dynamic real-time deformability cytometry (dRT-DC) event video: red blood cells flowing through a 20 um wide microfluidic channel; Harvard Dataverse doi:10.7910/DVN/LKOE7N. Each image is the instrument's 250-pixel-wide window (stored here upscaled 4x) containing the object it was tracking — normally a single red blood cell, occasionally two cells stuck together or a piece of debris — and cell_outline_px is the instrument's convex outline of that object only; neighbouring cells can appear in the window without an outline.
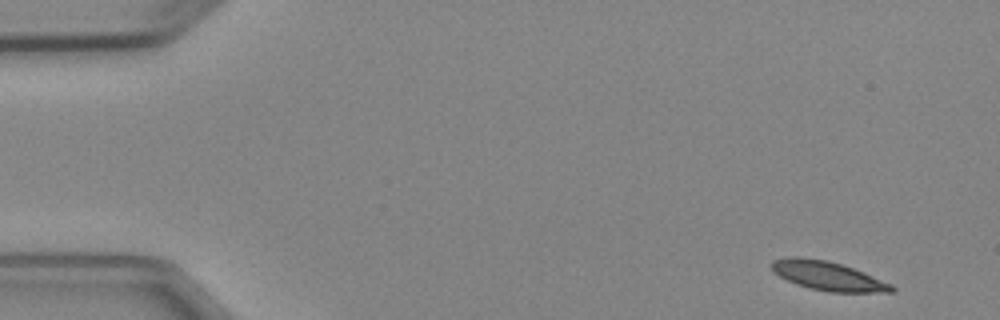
{"species": "Egyptian fruit bat (a non-hibernating species)", "species_latin": "Rousettus aegyptiacus", "temperature_condition": "cold", "stored_images_in_passage": 4, "camera_frame_rate_fps": 3000, "um_per_image_px": 0.085, "animal": {"sex": "female"}, "frame": {"image": 1, "passage_image": 1, "time_ms": 0.0, "image_size_px": [1000, 320], "cell_outline_px": [[896, 292], [828, 292], [796, 284], [772, 272], [772, 260], [788, 256], [800, 256], [828, 260], [852, 268], [892, 284], [896, 288]], "centroid_in_image_um": [70.35, 23.44], "position_along_channel_um": 14.6, "area_um2": 20.23}}
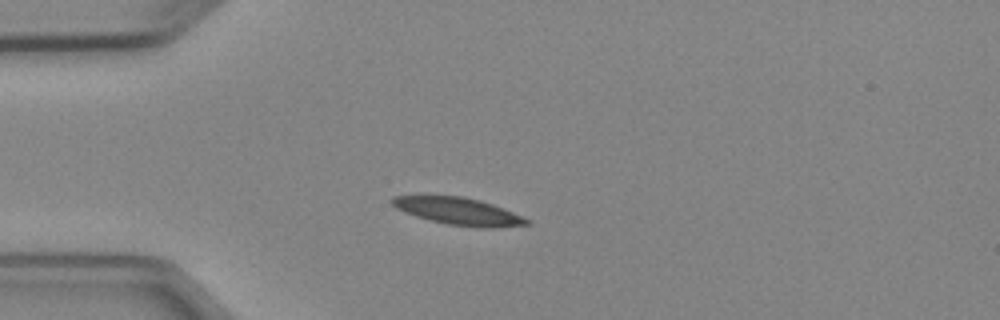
{"frame": {"image": 2, "passage_image": 4, "time_ms": 3.333, "image_size_px": [1000, 320], "cell_outline_px": [[532, 224], [500, 228], [480, 228], [448, 224], [416, 216], [404, 212], [396, 208], [388, 200], [392, 196], [460, 196], [480, 200], [492, 204], [532, 220]], "centroid_in_image_um": [39.01, 17.97], "position_along_channel_um": 46.0, "area_um2": 21.39}}